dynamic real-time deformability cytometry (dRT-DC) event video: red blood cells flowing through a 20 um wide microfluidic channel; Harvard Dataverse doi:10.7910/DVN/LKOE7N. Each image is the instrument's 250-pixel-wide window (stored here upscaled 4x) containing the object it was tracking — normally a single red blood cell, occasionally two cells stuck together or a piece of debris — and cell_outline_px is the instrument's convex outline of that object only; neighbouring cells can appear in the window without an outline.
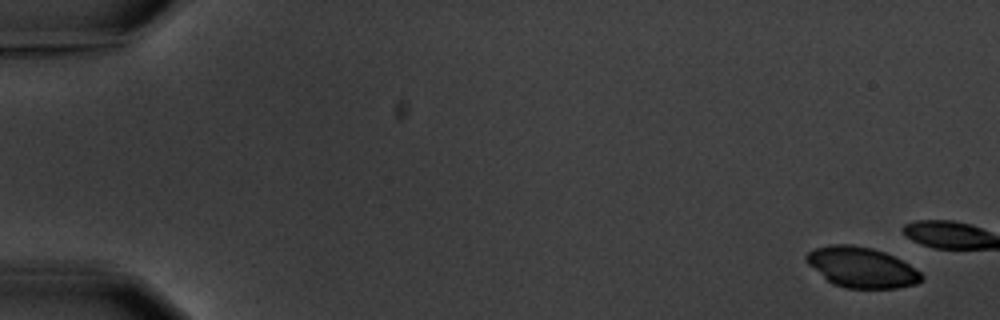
{"species": "common noctule bat (a hibernating species)", "species_latin": "Nyctalus noctula", "temperature_condition": "warm", "stored_images_in_passage": 5, "camera_frame_rate_fps": 3000, "um_per_image_px": 0.085, "animal": {"sex": "male", "body_mass_g": 20.1, "forearm_length_mm": 53.5}, "frame": {"image": 1, "passage_image": 1, "time_ms": 0.0, "image_size_px": [1000, 320], "cell_outline_px": [[924, 280], [916, 284], [896, 288], [844, 288], [832, 284], [808, 264], [804, 260], [804, 256], [808, 252], [816, 248], [832, 244], [852, 244], [872, 248], [884, 252], [908, 264], [920, 272], [924, 276]], "centroid_in_image_um": [73.22, 22.73], "position_along_channel_um": 11.8, "area_um2": 27.11}}